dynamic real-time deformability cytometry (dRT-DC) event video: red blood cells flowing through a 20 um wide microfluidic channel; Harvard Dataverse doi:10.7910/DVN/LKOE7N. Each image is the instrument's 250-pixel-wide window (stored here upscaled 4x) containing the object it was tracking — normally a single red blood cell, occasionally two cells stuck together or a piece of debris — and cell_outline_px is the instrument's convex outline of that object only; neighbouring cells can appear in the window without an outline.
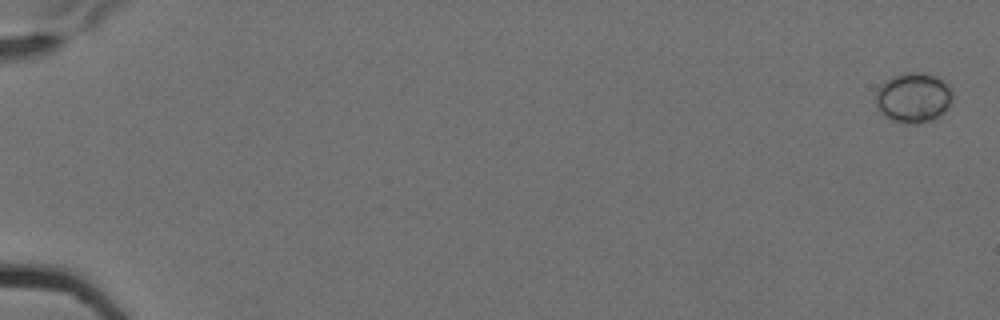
{"species": "Egyptian fruit bat (a non-hibernating species)", "species_latin": "Rousettus aegyptiacus", "temperature_condition": "cold", "stored_images_in_passage": 6, "camera_frame_rate_fps": 3000, "um_per_image_px": 0.085, "animal": {"sex": "female"}, "frame": {"image": 1, "passage_image": 1, "time_ms": 0.0, "image_size_px": [1000, 320], "cell_outline_px": [[952, 100], [948, 108], [936, 120], [920, 124], [900, 124], [888, 120], [876, 108], [876, 92], [880, 84], [884, 80], [892, 76], [908, 72], [920, 72], [940, 76], [952, 88]], "centroid_in_image_um": [77.64, 8.32], "position_along_channel_um": 7.4, "area_um2": 23.35}}
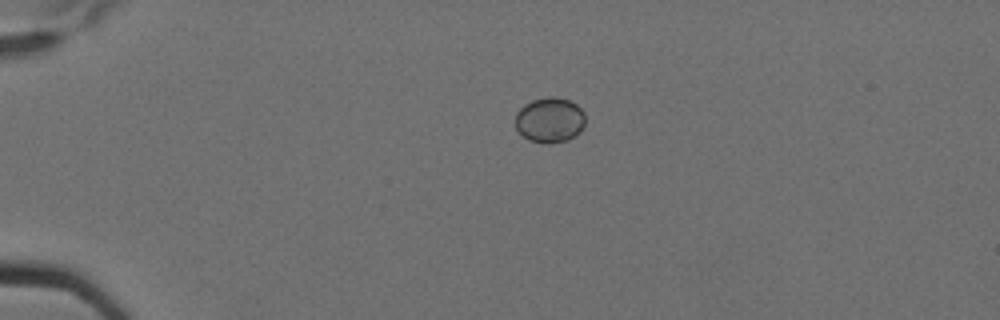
{"frame": {"image": 2, "passage_image": 5, "time_ms": 1.333, "image_size_px": [1000, 320], "cell_outline_px": [[584, 124], [580, 132], [568, 140], [552, 144], [544, 144], [528, 140], [516, 128], [516, 112], [524, 104], [532, 100], [548, 96], [552, 96], [568, 100], [576, 104], [584, 112]], "centroid_in_image_um": [46.72, 10.21], "position_along_channel_um": 38.3, "area_um2": 18.55}}